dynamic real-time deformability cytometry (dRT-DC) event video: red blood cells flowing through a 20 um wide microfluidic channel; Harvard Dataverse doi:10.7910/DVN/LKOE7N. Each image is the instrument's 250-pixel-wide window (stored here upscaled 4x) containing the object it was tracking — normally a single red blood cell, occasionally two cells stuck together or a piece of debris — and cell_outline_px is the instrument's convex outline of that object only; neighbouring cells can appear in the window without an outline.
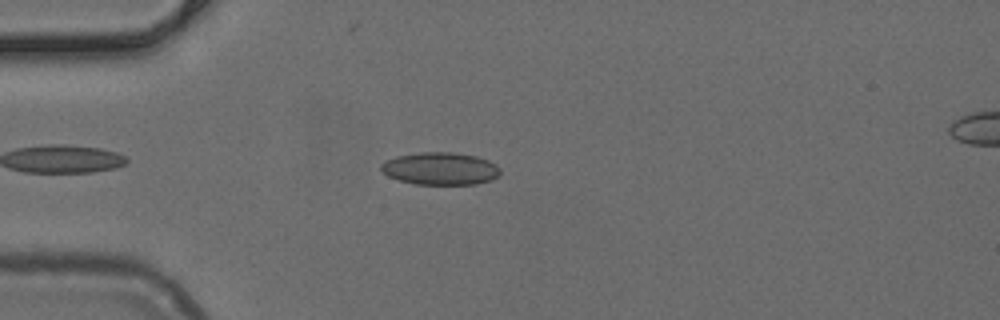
{"species": "common noctule bat (a hibernating species)", "species_latin": "Nyctalus noctula", "temperature_condition": "cold", "stored_images_in_passage": 40, "camera_frame_rate_fps": 3000, "um_per_image_px": 0.085, "animal": {"sex": "female", "body_mass_g": 24.6, "forearm_length_mm": 56.2}, "frame": {"image": 1, "passage_image": 6, "time_ms": 1.667, "image_size_px": [1000, 320], "cell_outline_px": [[500, 176], [492, 180], [476, 184], [416, 184], [400, 180], [388, 176], [380, 168], [380, 164], [396, 156], [420, 152], [452, 152], [476, 156], [488, 160], [496, 164], [500, 168]], "centroid_in_image_um": [37.46, 14.33], "position_along_channel_um": 47.5, "area_um2": 22.6}}
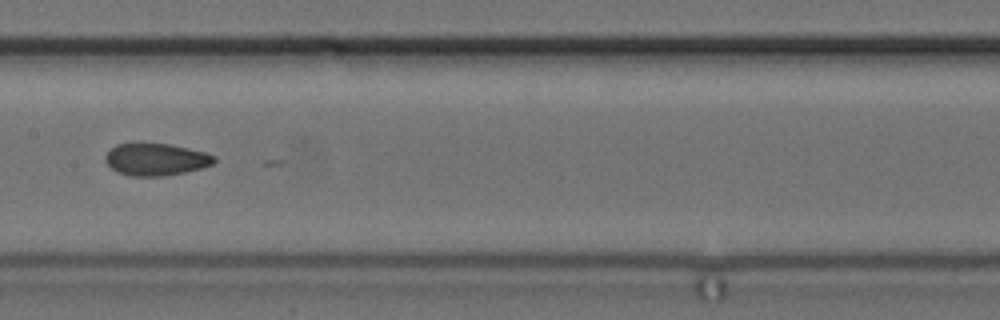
{"frame": {"image": 2, "passage_image": 18, "time_ms": 5.667, "image_size_px": [1000, 320], "cell_outline_px": [[216, 160], [212, 164], [200, 168], [184, 172], [164, 176], [132, 176], [116, 172], [104, 160], [104, 156], [116, 144], [168, 144], [188, 148], [204, 152], [216, 156]], "centroid_in_image_um": [13.24, 13.56], "position_along_channel_um": 194.2, "area_um2": 20.17}}
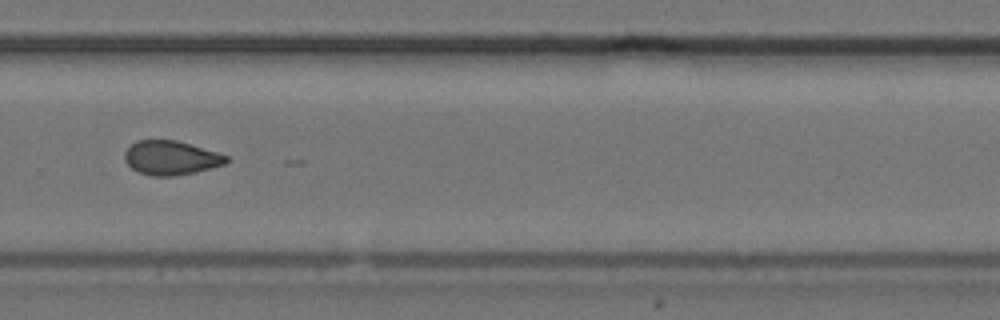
{"frame": {"image": 3, "passage_image": 27, "time_ms": 8.667, "image_size_px": [1000, 320], "cell_outline_px": [[228, 160], [224, 164], [196, 172], [172, 176], [152, 176], [136, 172], [124, 160], [124, 152], [136, 140], [176, 140], [216, 152], [228, 156]], "centroid_in_image_um": [14.49, 13.42], "position_along_channel_um": 315.3, "area_um2": 20.11}}